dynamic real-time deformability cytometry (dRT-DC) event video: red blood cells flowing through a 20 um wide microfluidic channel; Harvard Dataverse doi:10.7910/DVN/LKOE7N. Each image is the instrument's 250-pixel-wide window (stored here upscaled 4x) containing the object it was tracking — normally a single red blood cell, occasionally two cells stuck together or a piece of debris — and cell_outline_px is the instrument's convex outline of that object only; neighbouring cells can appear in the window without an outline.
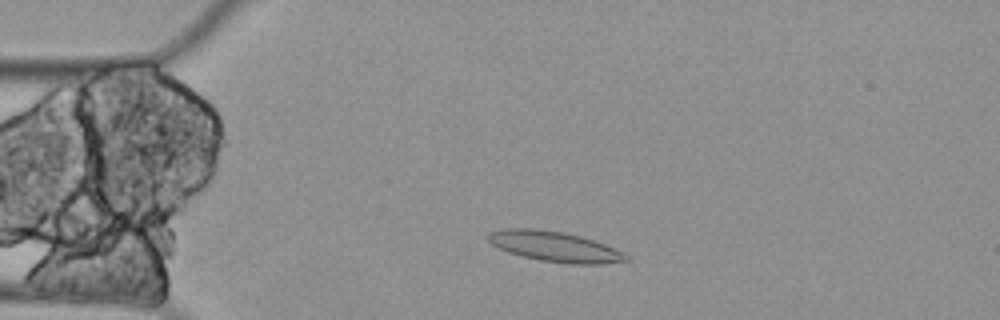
{"species": "Egyptian fruit bat (a non-hibernating species)", "species_latin": "Rousettus aegyptiacus", "temperature_condition": "cold", "stored_images_in_passage": 3, "camera_frame_rate_fps": 3000, "um_per_image_px": 0.085, "animal": {"sex": "female"}, "frame": {"image": 1, "passage_image": 2, "time_ms": 0.333, "image_size_px": [1000, 320], "cell_outline_px": [[632, 260], [600, 264], [568, 264], [540, 260], [508, 252], [492, 244], [488, 240], [488, 232], [504, 228], [532, 228], [564, 232], [580, 236], [604, 244], [624, 252]], "centroid_in_image_um": [47.17, 20.96], "position_along_channel_um": 37.8, "area_um2": 24.28}}